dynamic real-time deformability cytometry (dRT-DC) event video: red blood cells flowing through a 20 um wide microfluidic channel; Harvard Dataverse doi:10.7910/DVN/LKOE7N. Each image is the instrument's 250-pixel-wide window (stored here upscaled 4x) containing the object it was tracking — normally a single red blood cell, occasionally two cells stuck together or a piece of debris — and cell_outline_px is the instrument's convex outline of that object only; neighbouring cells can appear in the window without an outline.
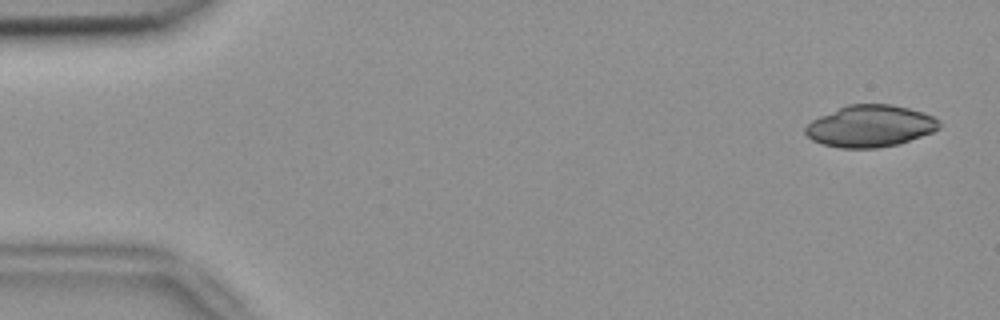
{"species": "common noctule bat (a hibernating species)", "species_latin": "Nyctalus noctula", "temperature_condition": "room temperature", "stored_images_in_passage": 52, "camera_frame_rate_fps": 3000, "um_per_image_px": 0.085, "animal": {"sex": "female", "body_mass_g": 18.4}, "frame": {"image": 1, "passage_image": 2, "time_ms": 0.333, "image_size_px": [1000, 320], "cell_outline_px": [[940, 128], [932, 132], [896, 144], [876, 148], [840, 148], [824, 144], [812, 140], [804, 132], [804, 128], [812, 120], [820, 116], [848, 104], [892, 104], [924, 112], [940, 120]], "centroid_in_image_um": [73.97, 10.71], "position_along_channel_um": 11.0, "area_um2": 32.37}}